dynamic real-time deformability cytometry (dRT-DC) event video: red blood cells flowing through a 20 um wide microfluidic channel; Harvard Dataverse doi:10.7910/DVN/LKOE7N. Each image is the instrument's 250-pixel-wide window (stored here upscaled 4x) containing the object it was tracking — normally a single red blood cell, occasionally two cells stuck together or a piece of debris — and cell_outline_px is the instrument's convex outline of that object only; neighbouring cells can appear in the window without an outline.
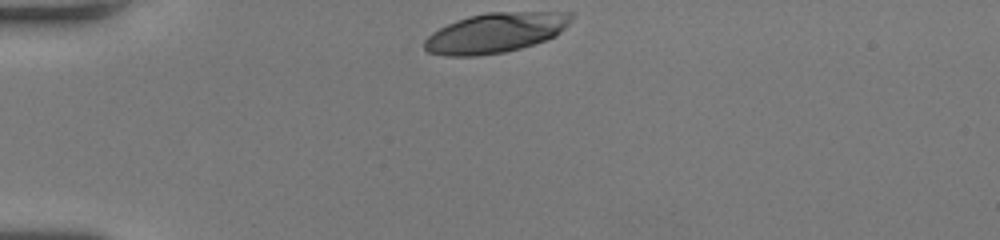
{"species": "human", "species_latin": "Homo sapiens", "temperature_condition": "room temperature", "stored_images_in_passage": 31, "camera_frame_rate_fps": 3000, "um_per_image_px": 0.085, "donor": {"sex": "female"}, "frame": {"image": 1, "passage_image": 1, "time_ms": 0.0, "image_size_px": [1000, 240], "cell_outline_px": [[572, 20], [556, 36], [520, 48], [504, 52], [476, 56], [444, 56], [428, 52], [424, 48], [424, 40], [432, 32], [456, 20], [468, 16], [484, 12], [572, 12]], "centroid_in_image_um": [42.09, 2.78], "position_along_channel_um": 42.9, "area_um2": 34.1}}
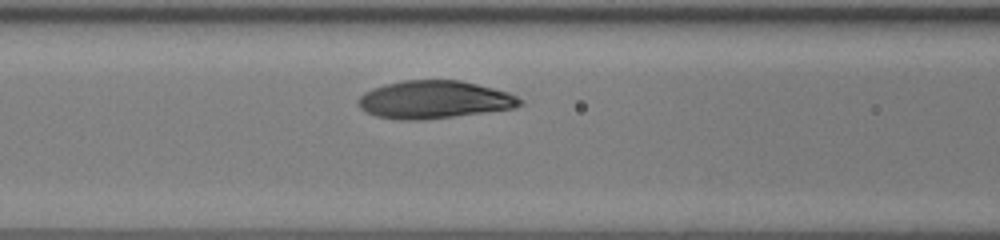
{"frame": {"image": 2, "passage_image": 11, "time_ms": 3.333, "image_size_px": [1000, 240], "cell_outline_px": [[524, 104], [516, 108], [424, 120], [400, 120], [376, 116], [364, 112], [356, 104], [356, 100], [364, 92], [372, 88], [384, 84], [404, 80], [460, 80], [508, 92], [524, 100]], "centroid_in_image_um": [36.88, 8.48], "position_along_channel_um": 129.7, "area_um2": 35.95}}
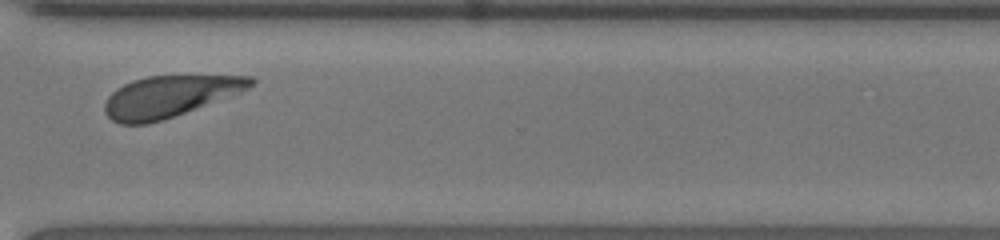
{"frame": {"image": 3, "passage_image": 28, "time_ms": 9.0, "image_size_px": [1000, 240], "cell_outline_px": [[256, 80], [248, 88], [240, 92], [184, 112], [148, 124], [120, 124], [112, 120], [104, 112], [104, 104], [108, 96], [116, 88], [132, 80], [148, 76], [252, 76]], "centroid_in_image_um": [14.34, 8.19], "position_along_channel_um": 356.3, "area_um2": 34.56}, "authors_computed_cell_mechanics": {"area_um2": 35.4892, "velocity_mm_per_s": 3.9809, "shape_relaxation_time_tau1_ms": 3.2987, "shape_relaxation_time_tau2_ms": null, "deformation_change_tau1": 0.184, "deformation_change_tau2": null}}